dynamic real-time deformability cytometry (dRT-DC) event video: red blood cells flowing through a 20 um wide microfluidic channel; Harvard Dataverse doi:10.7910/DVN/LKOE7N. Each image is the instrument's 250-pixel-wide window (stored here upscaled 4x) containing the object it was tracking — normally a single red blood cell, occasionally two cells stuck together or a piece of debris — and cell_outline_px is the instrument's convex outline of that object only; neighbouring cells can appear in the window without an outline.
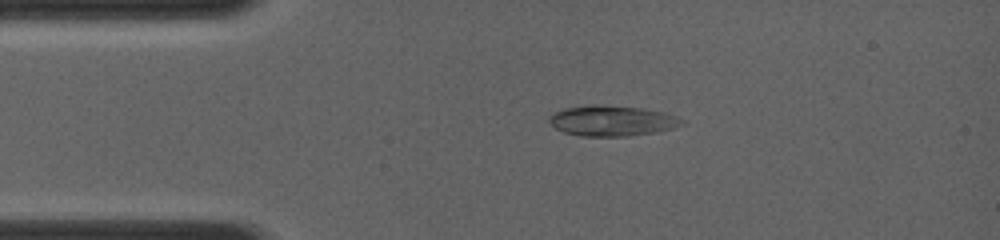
{"species": "common noctule bat (a hibernating species)", "species_latin": "Nyctalus noctula", "temperature_condition": "room temperature", "stored_images_in_passage": 8, "camera_frame_rate_fps": 4000, "um_per_image_px": 0.085, "animal": {"sex": "female", "body_mass_g": 19.0, "forearm_length_mm": 56.7}, "frame": {"image": 1, "passage_image": 4, "time_ms": 2.25, "image_size_px": [1000, 240], "cell_outline_px": [[684, 124], [672, 128], [656, 132], [628, 136], [580, 136], [564, 132], [556, 128], [548, 120], [548, 116], [552, 112], [564, 108], [596, 104], [600, 104], [644, 108], [664, 112], [676, 116], [684, 120]], "centroid_in_image_um": [52.01, 10.25], "position_along_channel_um": 33.0, "area_um2": 23.76}}
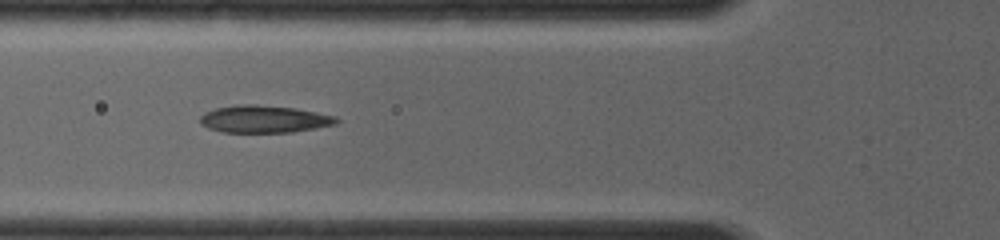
{"frame": {"image": 2, "passage_image": 7, "time_ms": 4.5, "image_size_px": [1000, 240], "cell_outline_px": [[340, 120], [336, 124], [292, 132], [224, 132], [200, 124], [200, 116], [204, 112], [216, 108], [236, 104], [256, 104], [296, 108], [336, 116]], "centroid_in_image_um": [22.46, 10.11], "position_along_channel_um": 103.3, "area_um2": 21.68}}
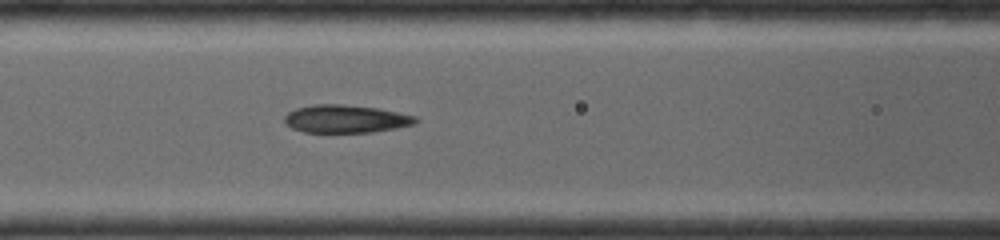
{"frame": {"image": 3, "passage_image": 8, "time_ms": 5.25, "image_size_px": [1000, 240], "cell_outline_px": [[420, 120], [412, 124], [392, 128], [368, 132], [304, 132], [292, 128], [284, 120], [284, 116], [288, 112], [296, 108], [312, 104], [340, 104], [376, 108], [416, 116]], "centroid_in_image_um": [29.34, 10.09], "position_along_channel_um": 137.3, "area_um2": 20.98}}